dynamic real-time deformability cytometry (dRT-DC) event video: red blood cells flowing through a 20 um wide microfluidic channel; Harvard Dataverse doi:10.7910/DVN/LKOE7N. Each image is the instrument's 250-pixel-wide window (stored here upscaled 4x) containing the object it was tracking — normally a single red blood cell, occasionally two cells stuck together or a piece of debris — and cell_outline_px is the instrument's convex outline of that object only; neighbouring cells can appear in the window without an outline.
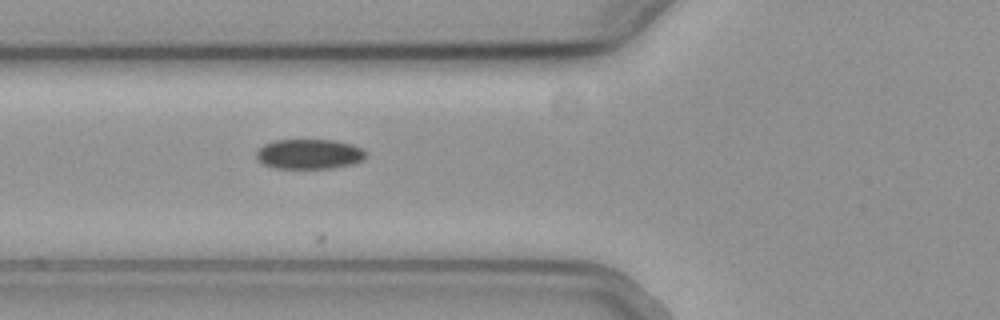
{"species": "common noctule bat (a hibernating species)", "species_latin": "Nyctalus noctula", "temperature_condition": "cold", "stored_images_in_passage": 10, "camera_frame_rate_fps": 3000, "um_per_image_px": 0.085, "animal": {"sex": "female", "body_mass_g": 19.3, "forearm_length_mm": 54.1}, "frame": {"image": 1, "passage_image": 5, "time_ms": 1.333, "image_size_px": [1000, 320], "cell_outline_px": [[368, 156], [364, 160], [352, 164], [328, 168], [276, 168], [264, 164], [256, 160], [256, 152], [264, 144], [272, 140], [336, 140], [352, 144], [360, 148]], "centroid_in_image_um": [26.27, 13.09], "position_along_channel_um": 99.5, "area_um2": 19.13}}